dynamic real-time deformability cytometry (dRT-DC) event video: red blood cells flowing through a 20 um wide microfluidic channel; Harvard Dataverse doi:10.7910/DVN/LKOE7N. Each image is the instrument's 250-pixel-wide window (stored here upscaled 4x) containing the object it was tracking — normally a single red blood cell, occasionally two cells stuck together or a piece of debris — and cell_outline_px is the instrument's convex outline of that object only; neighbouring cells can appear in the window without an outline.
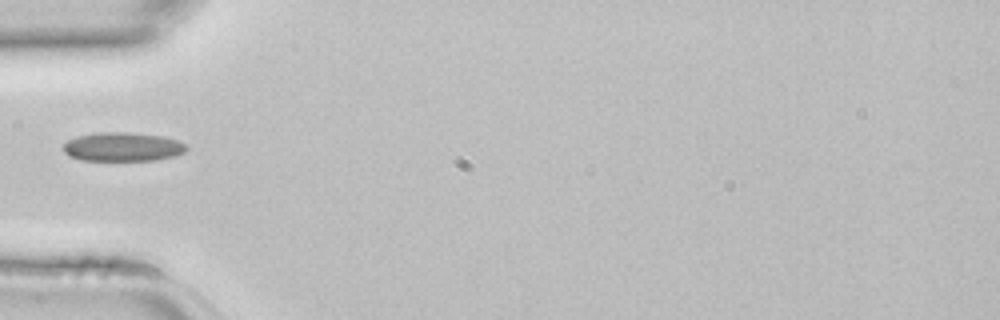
{"species": "common noctule bat (a hibernating species)", "species_latin": "Nyctalus noctula", "temperature_condition": "room temperature", "stored_images_in_passage": 31, "camera_frame_rate_fps": 3000, "um_per_image_px": 0.085, "animal": {"sex": "female", "body_mass_g": 22.7, "forearm_length_mm": 54.2}, "frame": {"image": 1, "passage_image": 1, "time_ms": 0.0, "image_size_px": [1000, 320], "cell_outline_px": [[188, 148], [184, 152], [176, 156], [156, 160], [80, 160], [68, 156], [64, 152], [64, 144], [68, 140], [76, 136], [100, 132], [128, 132], [160, 136], [176, 140], [188, 144]], "centroid_in_image_um": [10.43, 12.48], "position_along_channel_um": 74.6, "area_um2": 20.81}}
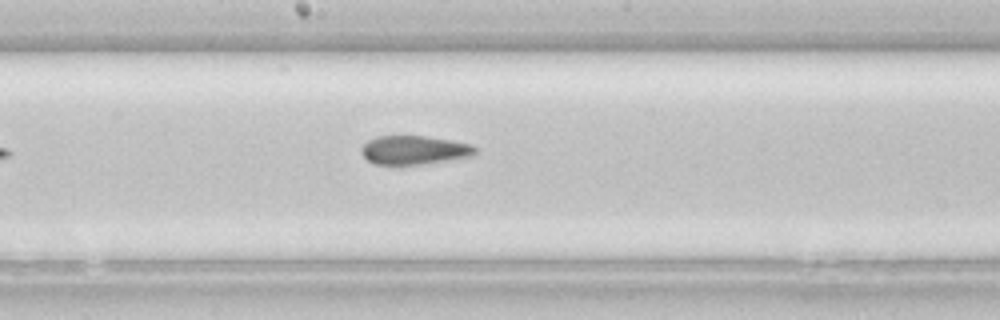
{"frame": {"image": 2, "passage_image": 10, "time_ms": 3.0, "image_size_px": [1000, 320], "cell_outline_px": [[476, 152], [472, 156], [420, 164], [372, 164], [360, 152], [360, 148], [368, 140], [376, 136], [424, 136], [452, 140], [472, 144], [476, 148]], "centroid_in_image_um": [35.18, 12.74], "position_along_channel_um": 213.0, "area_um2": 19.02}}
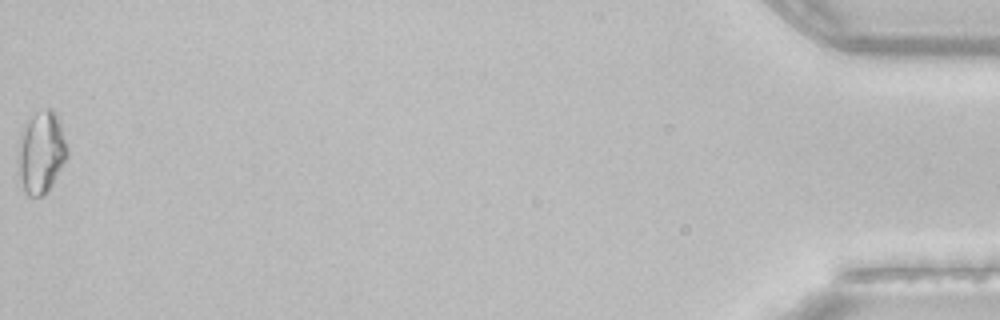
{"frame": {"image": 3, "passage_image": 31, "time_ms": 10.0, "image_size_px": [1000, 320], "cell_outline_px": [[68, 156], [52, 184], [40, 196], [28, 196], [24, 192], [16, 160], [20, 132], [28, 120], [36, 112], [44, 108], [52, 108], [60, 124], [68, 148]], "centroid_in_image_um": [3.47, 12.93], "position_along_channel_um": 431.7, "area_um2": 23.52}}